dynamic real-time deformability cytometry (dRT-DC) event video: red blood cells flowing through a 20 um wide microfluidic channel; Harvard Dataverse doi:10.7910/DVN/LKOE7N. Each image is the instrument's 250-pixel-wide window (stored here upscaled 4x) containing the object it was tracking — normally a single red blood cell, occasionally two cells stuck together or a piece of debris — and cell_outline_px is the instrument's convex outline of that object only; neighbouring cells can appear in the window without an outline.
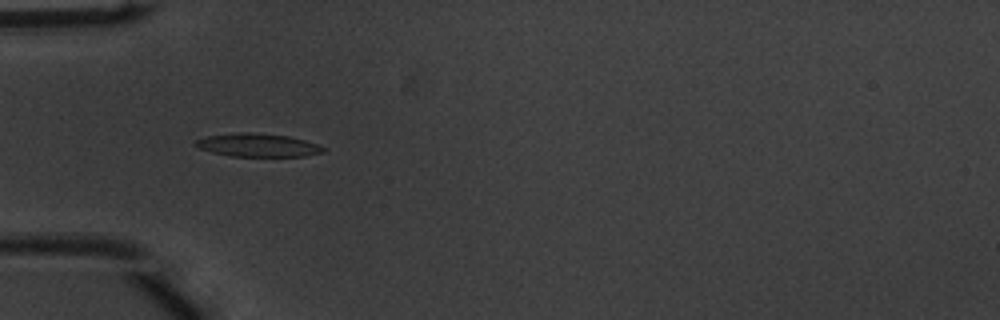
{"species": "common noctule bat (a hibernating species)", "species_latin": "Nyctalus noctula", "temperature_condition": "warm", "stored_images_in_passage": 52, "camera_frame_rate_fps": 3000, "um_per_image_px": 0.085, "animal": {"sex": "male", "body_mass_g": 20.1, "forearm_length_mm": 53.5}, "frame": {"image": 1, "passage_image": 17, "time_ms": 5.333, "image_size_px": [1000, 320], "cell_outline_px": [[324, 152], [304, 156], [232, 156], [212, 152], [200, 148], [192, 144], [196, 140], [208, 136], [236, 132], [252, 132], [288, 136], [304, 140], [316, 144], [324, 148]], "centroid_in_image_um": [21.88, 12.33], "position_along_channel_um": 63.1, "area_um2": 17.11}}
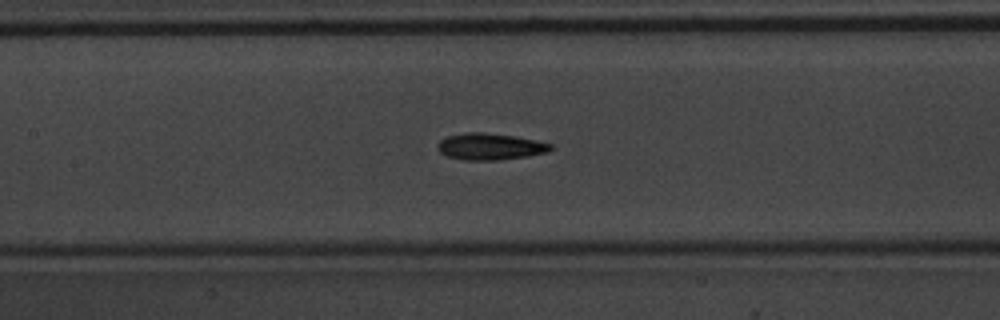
{"frame": {"image": 2, "passage_image": 25, "time_ms": 8.0, "image_size_px": [1000, 320], "cell_outline_px": [[552, 148], [548, 152], [528, 156], [500, 160], [464, 160], [448, 156], [440, 152], [436, 148], [436, 144], [440, 140], [448, 136], [468, 132], [480, 132], [516, 136], [536, 140], [552, 144]], "centroid_in_image_um": [41.65, 12.46], "position_along_channel_um": 165.7, "area_um2": 17.57}}
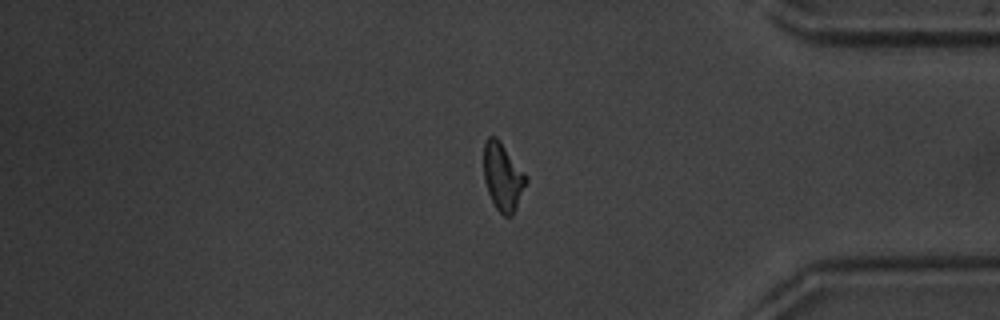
{"frame": {"image": 3, "passage_image": 44, "time_ms": 14.333, "image_size_px": [1000, 320], "cell_outline_px": [[528, 180], [516, 208], [512, 216], [504, 216], [496, 208], [488, 192], [484, 180], [484, 144], [488, 136], [496, 136], [500, 140], [528, 176]], "centroid_in_image_um": [42.75, 15.0], "position_along_channel_um": 392.4, "area_um2": 16.76}, "authors_computed_cell_mechanics": {"area_um2": 16.762, "velocity_mm_per_s": 3.909, "shape_relaxation_time_tau1_ms": 4.1571, "shape_relaxation_time_tau2_ms": 3.8729, "deformation_change_tau1": 0.1844, "deformation_change_tau2": 0.1238}}